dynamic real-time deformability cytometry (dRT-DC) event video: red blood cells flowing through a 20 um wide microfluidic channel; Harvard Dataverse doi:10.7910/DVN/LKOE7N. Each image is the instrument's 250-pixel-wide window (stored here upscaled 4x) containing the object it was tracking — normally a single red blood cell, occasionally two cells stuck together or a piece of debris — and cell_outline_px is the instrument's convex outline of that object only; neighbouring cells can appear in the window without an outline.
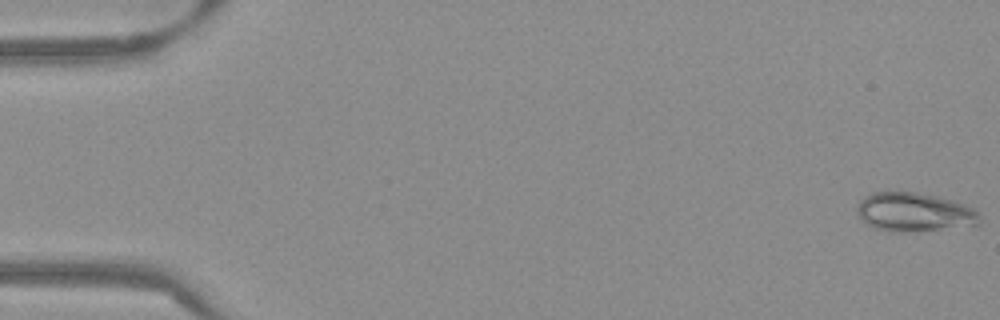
{"species": "Egyptian fruit bat (a non-hibernating species)", "species_latin": "Rousettus aegyptiacus", "temperature_condition": "warm", "stored_images_in_passage": 53, "camera_frame_rate_fps": 3000, "um_per_image_px": 0.085, "frame": {"image": 1, "passage_image": 1, "time_ms": 0.0, "image_size_px": [1000, 320], "cell_outline_px": [[980, 224], [904, 232], [888, 232], [876, 228], [868, 224], [856, 212], [856, 208], [860, 200], [864, 196], [872, 192], [916, 192], [936, 196], [952, 200], [964, 204], [972, 208], [980, 216]], "centroid_in_image_um": [77.67, 18.02], "position_along_channel_um": 7.3, "area_um2": 27.46}}
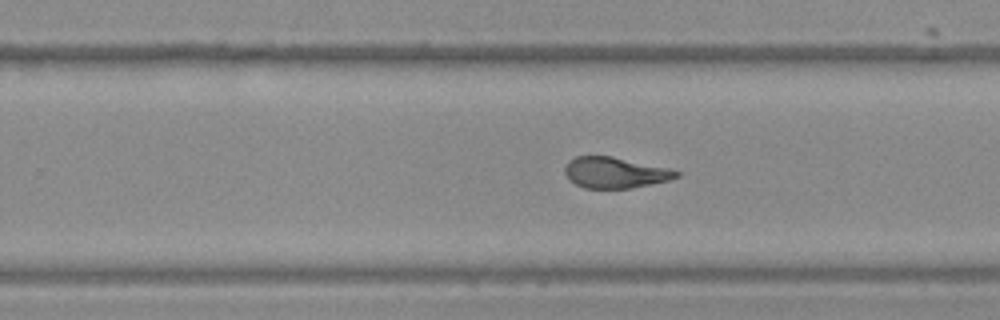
{"frame": {"image": 2, "passage_image": 34, "time_ms": 11.0, "image_size_px": [1000, 320], "cell_outline_px": [[680, 176], [668, 180], [632, 188], [584, 188], [568, 180], [564, 172], [564, 168], [568, 160], [576, 156], [612, 156], [672, 168], [680, 172]], "centroid_in_image_um": [52.28, 14.66], "position_along_channel_um": 277.5, "area_um2": 20.35}}
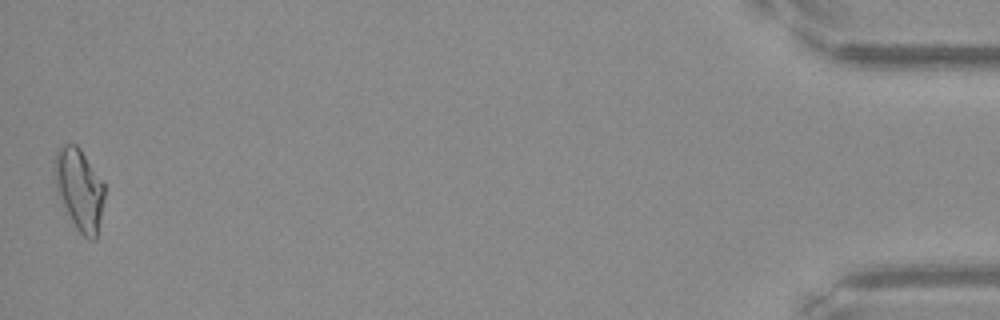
{"frame": {"image": 3, "passage_image": 53, "time_ms": 17.333, "image_size_px": [1000, 320], "cell_outline_px": [[104, 200], [96, 240], [88, 240], [76, 228], [56, 192], [52, 172], [52, 160], [56, 148], [64, 144], [76, 144], [80, 148], [104, 184]], "centroid_in_image_um": [6.69, 16.05], "position_along_channel_um": 428.5, "area_um2": 24.1}, "authors_computed_cell_mechanics": {"area_um2": 21.6172, "velocity_mm_per_s": 3.84, "shape_relaxation_time_tau1_ms": null, "shape_relaxation_time_tau2_ms": 1.4903, "deformation_change_tau1": null, "deformation_change_tau2": 0.0624}}